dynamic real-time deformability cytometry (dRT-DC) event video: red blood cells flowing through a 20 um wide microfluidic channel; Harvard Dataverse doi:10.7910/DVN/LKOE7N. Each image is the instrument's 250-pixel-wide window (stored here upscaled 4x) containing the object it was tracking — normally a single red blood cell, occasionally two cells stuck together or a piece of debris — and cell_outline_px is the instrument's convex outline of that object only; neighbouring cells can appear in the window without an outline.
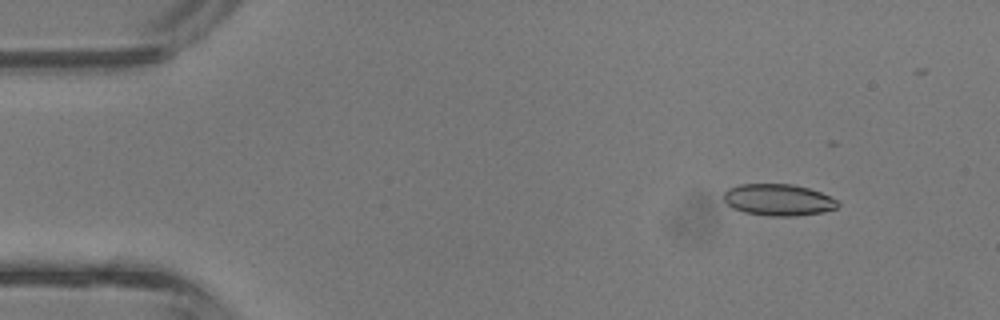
{"species": "common noctule bat (a hibernating species)", "species_latin": "Nyctalus noctula", "temperature_condition": "room temperature", "stored_images_in_passage": 4, "camera_frame_rate_fps": 3000, "um_per_image_px": 0.085, "animal": {"sex": "male", "body_mass_g": 13.3}, "frame": {"image": 1, "passage_image": 2, "time_ms": 0.333, "image_size_px": [1000, 320], "cell_outline_px": [[840, 204], [836, 208], [824, 212], [796, 216], [768, 216], [744, 212], [732, 208], [724, 200], [724, 192], [728, 188], [740, 184], [792, 184], [808, 188], [820, 192], [836, 200]], "centroid_in_image_um": [66.14, 16.99], "position_along_channel_um": 18.9, "area_um2": 21.04}}
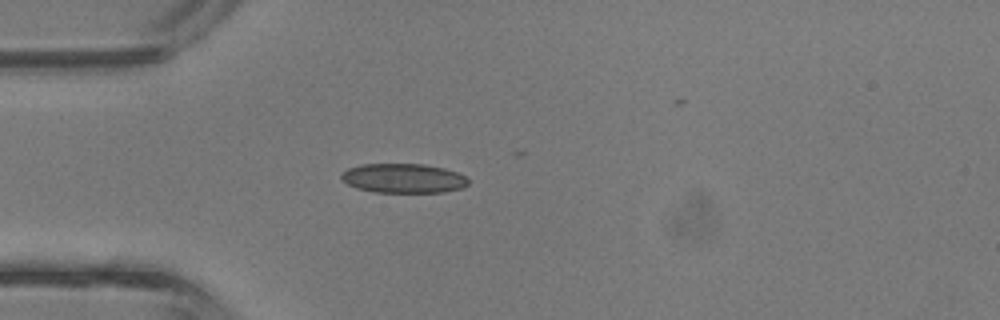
{"frame": {"image": 2, "passage_image": 4, "time_ms": 1.0, "image_size_px": [1000, 320], "cell_outline_px": [[468, 184], [460, 188], [444, 192], [372, 192], [356, 188], [340, 180], [340, 176], [348, 168], [360, 164], [424, 164], [444, 168], [456, 172], [464, 176], [468, 180]], "centroid_in_image_um": [34.25, 15.15], "position_along_channel_um": 50.8, "area_um2": 21.73}}